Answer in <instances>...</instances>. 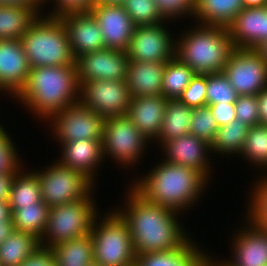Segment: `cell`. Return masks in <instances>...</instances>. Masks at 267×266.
Here are the masks:
<instances>
[{
    "instance_id": "d6a6232c",
    "label": "cell",
    "mask_w": 267,
    "mask_h": 266,
    "mask_svg": "<svg viewBox=\"0 0 267 266\" xmlns=\"http://www.w3.org/2000/svg\"><path fill=\"white\" fill-rule=\"evenodd\" d=\"M195 75L192 68L174 56L165 63L162 95L167 99H178Z\"/></svg>"
},
{
    "instance_id": "ab89813d",
    "label": "cell",
    "mask_w": 267,
    "mask_h": 266,
    "mask_svg": "<svg viewBox=\"0 0 267 266\" xmlns=\"http://www.w3.org/2000/svg\"><path fill=\"white\" fill-rule=\"evenodd\" d=\"M206 88L207 74H196L178 99L191 108L207 106Z\"/></svg>"
},
{
    "instance_id": "6da1fadb",
    "label": "cell",
    "mask_w": 267,
    "mask_h": 266,
    "mask_svg": "<svg viewBox=\"0 0 267 266\" xmlns=\"http://www.w3.org/2000/svg\"><path fill=\"white\" fill-rule=\"evenodd\" d=\"M129 187L125 208L118 207L116 210L128 223L136 256L175 250L190 239L185 228H182L184 225L178 222L181 213L147 201Z\"/></svg>"
},
{
    "instance_id": "83f0119b",
    "label": "cell",
    "mask_w": 267,
    "mask_h": 266,
    "mask_svg": "<svg viewBox=\"0 0 267 266\" xmlns=\"http://www.w3.org/2000/svg\"><path fill=\"white\" fill-rule=\"evenodd\" d=\"M38 248L40 240L34 235L13 230L0 244V266H20Z\"/></svg>"
},
{
    "instance_id": "e0dca14e",
    "label": "cell",
    "mask_w": 267,
    "mask_h": 266,
    "mask_svg": "<svg viewBox=\"0 0 267 266\" xmlns=\"http://www.w3.org/2000/svg\"><path fill=\"white\" fill-rule=\"evenodd\" d=\"M89 11L99 24L105 48L127 51L136 25L124 6L94 4Z\"/></svg>"
},
{
    "instance_id": "8fae6325",
    "label": "cell",
    "mask_w": 267,
    "mask_h": 266,
    "mask_svg": "<svg viewBox=\"0 0 267 266\" xmlns=\"http://www.w3.org/2000/svg\"><path fill=\"white\" fill-rule=\"evenodd\" d=\"M222 72L238 96L257 95L267 86V64L255 49L235 48Z\"/></svg>"
},
{
    "instance_id": "30bf717a",
    "label": "cell",
    "mask_w": 267,
    "mask_h": 266,
    "mask_svg": "<svg viewBox=\"0 0 267 266\" xmlns=\"http://www.w3.org/2000/svg\"><path fill=\"white\" fill-rule=\"evenodd\" d=\"M106 118L84 106L80 101L53 115L48 122L54 140L60 146L79 139L102 140ZM55 133V134H54ZM56 137V138H55Z\"/></svg>"
},
{
    "instance_id": "9a60e30c",
    "label": "cell",
    "mask_w": 267,
    "mask_h": 266,
    "mask_svg": "<svg viewBox=\"0 0 267 266\" xmlns=\"http://www.w3.org/2000/svg\"><path fill=\"white\" fill-rule=\"evenodd\" d=\"M66 28L74 58L105 49L103 34L90 11H70L58 16Z\"/></svg>"
},
{
    "instance_id": "484cf974",
    "label": "cell",
    "mask_w": 267,
    "mask_h": 266,
    "mask_svg": "<svg viewBox=\"0 0 267 266\" xmlns=\"http://www.w3.org/2000/svg\"><path fill=\"white\" fill-rule=\"evenodd\" d=\"M193 108L179 99H168L161 130L155 140L159 146L190 133Z\"/></svg>"
},
{
    "instance_id": "f6af8a7d",
    "label": "cell",
    "mask_w": 267,
    "mask_h": 266,
    "mask_svg": "<svg viewBox=\"0 0 267 266\" xmlns=\"http://www.w3.org/2000/svg\"><path fill=\"white\" fill-rule=\"evenodd\" d=\"M20 266H56L51 249L40 247Z\"/></svg>"
},
{
    "instance_id": "11a10c76",
    "label": "cell",
    "mask_w": 267,
    "mask_h": 266,
    "mask_svg": "<svg viewBox=\"0 0 267 266\" xmlns=\"http://www.w3.org/2000/svg\"><path fill=\"white\" fill-rule=\"evenodd\" d=\"M255 50L262 56L267 64V41L260 44Z\"/></svg>"
},
{
    "instance_id": "816d5d0a",
    "label": "cell",
    "mask_w": 267,
    "mask_h": 266,
    "mask_svg": "<svg viewBox=\"0 0 267 266\" xmlns=\"http://www.w3.org/2000/svg\"><path fill=\"white\" fill-rule=\"evenodd\" d=\"M217 260L218 259L215 260V258H213L212 256H209V253H208L205 259V266H231L225 261V259L224 261L222 259H220L219 261Z\"/></svg>"
},
{
    "instance_id": "1f68e13d",
    "label": "cell",
    "mask_w": 267,
    "mask_h": 266,
    "mask_svg": "<svg viewBox=\"0 0 267 266\" xmlns=\"http://www.w3.org/2000/svg\"><path fill=\"white\" fill-rule=\"evenodd\" d=\"M249 128L250 127L237 119L231 121L227 125L219 127L215 140L211 144V152L213 154L217 153L223 157L224 155L240 156Z\"/></svg>"
},
{
    "instance_id": "74e56055",
    "label": "cell",
    "mask_w": 267,
    "mask_h": 266,
    "mask_svg": "<svg viewBox=\"0 0 267 266\" xmlns=\"http://www.w3.org/2000/svg\"><path fill=\"white\" fill-rule=\"evenodd\" d=\"M218 129L219 126L209 106L193 108L190 134L195 135L211 145L215 140Z\"/></svg>"
},
{
    "instance_id": "4dcf8cb0",
    "label": "cell",
    "mask_w": 267,
    "mask_h": 266,
    "mask_svg": "<svg viewBox=\"0 0 267 266\" xmlns=\"http://www.w3.org/2000/svg\"><path fill=\"white\" fill-rule=\"evenodd\" d=\"M49 209L50 207L44 201H40L37 205L12 210L11 219L14 230L30 233L41 240L46 230Z\"/></svg>"
},
{
    "instance_id": "2e32d148",
    "label": "cell",
    "mask_w": 267,
    "mask_h": 266,
    "mask_svg": "<svg viewBox=\"0 0 267 266\" xmlns=\"http://www.w3.org/2000/svg\"><path fill=\"white\" fill-rule=\"evenodd\" d=\"M160 147L165 156L162 160L192 168L199 171L207 180L211 179L209 178L212 174L209 154L212 152L208 142L189 133L166 142Z\"/></svg>"
},
{
    "instance_id": "cb8c5ba5",
    "label": "cell",
    "mask_w": 267,
    "mask_h": 266,
    "mask_svg": "<svg viewBox=\"0 0 267 266\" xmlns=\"http://www.w3.org/2000/svg\"><path fill=\"white\" fill-rule=\"evenodd\" d=\"M192 239L190 237L182 247L175 250L137 255L135 266H205L207 250H202Z\"/></svg>"
},
{
    "instance_id": "60d3db41",
    "label": "cell",
    "mask_w": 267,
    "mask_h": 266,
    "mask_svg": "<svg viewBox=\"0 0 267 266\" xmlns=\"http://www.w3.org/2000/svg\"><path fill=\"white\" fill-rule=\"evenodd\" d=\"M161 15L168 21L191 16L194 18V0H154ZM181 16V17H180ZM170 19V20H169Z\"/></svg>"
},
{
    "instance_id": "7a4b0ae2",
    "label": "cell",
    "mask_w": 267,
    "mask_h": 266,
    "mask_svg": "<svg viewBox=\"0 0 267 266\" xmlns=\"http://www.w3.org/2000/svg\"><path fill=\"white\" fill-rule=\"evenodd\" d=\"M130 185L145 200L178 213L199 203L209 181L197 170L161 160ZM198 200V201H197Z\"/></svg>"
},
{
    "instance_id": "ee69618b",
    "label": "cell",
    "mask_w": 267,
    "mask_h": 266,
    "mask_svg": "<svg viewBox=\"0 0 267 266\" xmlns=\"http://www.w3.org/2000/svg\"><path fill=\"white\" fill-rule=\"evenodd\" d=\"M219 127L229 124L236 119L234 103H217L208 105Z\"/></svg>"
},
{
    "instance_id": "f546056e",
    "label": "cell",
    "mask_w": 267,
    "mask_h": 266,
    "mask_svg": "<svg viewBox=\"0 0 267 266\" xmlns=\"http://www.w3.org/2000/svg\"><path fill=\"white\" fill-rule=\"evenodd\" d=\"M20 168L13 179L8 204L10 210H17L23 206L37 205L42 201L40 182L37 173L34 171L25 172Z\"/></svg>"
},
{
    "instance_id": "5bb4252c",
    "label": "cell",
    "mask_w": 267,
    "mask_h": 266,
    "mask_svg": "<svg viewBox=\"0 0 267 266\" xmlns=\"http://www.w3.org/2000/svg\"><path fill=\"white\" fill-rule=\"evenodd\" d=\"M129 58L126 51L105 48L76 59L78 82L91 80H126Z\"/></svg>"
},
{
    "instance_id": "5b68a950",
    "label": "cell",
    "mask_w": 267,
    "mask_h": 266,
    "mask_svg": "<svg viewBox=\"0 0 267 266\" xmlns=\"http://www.w3.org/2000/svg\"><path fill=\"white\" fill-rule=\"evenodd\" d=\"M44 15L20 39L30 67L76 65L62 21L58 16Z\"/></svg>"
},
{
    "instance_id": "7bdbcfd3",
    "label": "cell",
    "mask_w": 267,
    "mask_h": 266,
    "mask_svg": "<svg viewBox=\"0 0 267 266\" xmlns=\"http://www.w3.org/2000/svg\"><path fill=\"white\" fill-rule=\"evenodd\" d=\"M54 3L52 12L47 15L59 16L62 13L70 11H89V9L96 3V0H51ZM50 3L49 0H46Z\"/></svg>"
},
{
    "instance_id": "52a82bcc",
    "label": "cell",
    "mask_w": 267,
    "mask_h": 266,
    "mask_svg": "<svg viewBox=\"0 0 267 266\" xmlns=\"http://www.w3.org/2000/svg\"><path fill=\"white\" fill-rule=\"evenodd\" d=\"M91 195L88 199L51 206L40 247L52 248L58 243L90 234L99 212ZM96 206V207H95Z\"/></svg>"
},
{
    "instance_id": "6f0895ef",
    "label": "cell",
    "mask_w": 267,
    "mask_h": 266,
    "mask_svg": "<svg viewBox=\"0 0 267 266\" xmlns=\"http://www.w3.org/2000/svg\"><path fill=\"white\" fill-rule=\"evenodd\" d=\"M88 266H102V265H100L99 263H96V262L93 261Z\"/></svg>"
},
{
    "instance_id": "d6986e66",
    "label": "cell",
    "mask_w": 267,
    "mask_h": 266,
    "mask_svg": "<svg viewBox=\"0 0 267 266\" xmlns=\"http://www.w3.org/2000/svg\"><path fill=\"white\" fill-rule=\"evenodd\" d=\"M247 222L232 235V258L225 261L231 266H267V233Z\"/></svg>"
},
{
    "instance_id": "f35d334b",
    "label": "cell",
    "mask_w": 267,
    "mask_h": 266,
    "mask_svg": "<svg viewBox=\"0 0 267 266\" xmlns=\"http://www.w3.org/2000/svg\"><path fill=\"white\" fill-rule=\"evenodd\" d=\"M11 134L0 124V173H16L23 167Z\"/></svg>"
},
{
    "instance_id": "3957f363",
    "label": "cell",
    "mask_w": 267,
    "mask_h": 266,
    "mask_svg": "<svg viewBox=\"0 0 267 266\" xmlns=\"http://www.w3.org/2000/svg\"><path fill=\"white\" fill-rule=\"evenodd\" d=\"M15 98L38 119L48 121L80 101L76 65L31 68L24 87Z\"/></svg>"
},
{
    "instance_id": "f1b7e54d",
    "label": "cell",
    "mask_w": 267,
    "mask_h": 266,
    "mask_svg": "<svg viewBox=\"0 0 267 266\" xmlns=\"http://www.w3.org/2000/svg\"><path fill=\"white\" fill-rule=\"evenodd\" d=\"M56 266H88L94 261L93 240L90 234L64 241L50 248Z\"/></svg>"
},
{
    "instance_id": "8d00e7d4",
    "label": "cell",
    "mask_w": 267,
    "mask_h": 266,
    "mask_svg": "<svg viewBox=\"0 0 267 266\" xmlns=\"http://www.w3.org/2000/svg\"><path fill=\"white\" fill-rule=\"evenodd\" d=\"M237 93L223 72L207 74V106L217 103H235Z\"/></svg>"
},
{
    "instance_id": "d590c367",
    "label": "cell",
    "mask_w": 267,
    "mask_h": 266,
    "mask_svg": "<svg viewBox=\"0 0 267 266\" xmlns=\"http://www.w3.org/2000/svg\"><path fill=\"white\" fill-rule=\"evenodd\" d=\"M257 178L249 194L246 221L259 225L267 217V173Z\"/></svg>"
},
{
    "instance_id": "681fc988",
    "label": "cell",
    "mask_w": 267,
    "mask_h": 266,
    "mask_svg": "<svg viewBox=\"0 0 267 266\" xmlns=\"http://www.w3.org/2000/svg\"><path fill=\"white\" fill-rule=\"evenodd\" d=\"M13 230L12 219L10 221L0 222V244L10 236Z\"/></svg>"
},
{
    "instance_id": "7dc6e473",
    "label": "cell",
    "mask_w": 267,
    "mask_h": 266,
    "mask_svg": "<svg viewBox=\"0 0 267 266\" xmlns=\"http://www.w3.org/2000/svg\"><path fill=\"white\" fill-rule=\"evenodd\" d=\"M0 5H19L36 9L40 14L41 10L46 5V0H0ZM42 7V8H41Z\"/></svg>"
},
{
    "instance_id": "277c9868",
    "label": "cell",
    "mask_w": 267,
    "mask_h": 266,
    "mask_svg": "<svg viewBox=\"0 0 267 266\" xmlns=\"http://www.w3.org/2000/svg\"><path fill=\"white\" fill-rule=\"evenodd\" d=\"M197 25V27H196ZM191 26L176 39L175 56L192 68L196 74H213L223 71L235 50L227 27Z\"/></svg>"
},
{
    "instance_id": "ac0fdd59",
    "label": "cell",
    "mask_w": 267,
    "mask_h": 266,
    "mask_svg": "<svg viewBox=\"0 0 267 266\" xmlns=\"http://www.w3.org/2000/svg\"><path fill=\"white\" fill-rule=\"evenodd\" d=\"M31 67L19 39H0V93L13 99L24 87Z\"/></svg>"
},
{
    "instance_id": "bcb514c9",
    "label": "cell",
    "mask_w": 267,
    "mask_h": 266,
    "mask_svg": "<svg viewBox=\"0 0 267 266\" xmlns=\"http://www.w3.org/2000/svg\"><path fill=\"white\" fill-rule=\"evenodd\" d=\"M15 173H0V201H8Z\"/></svg>"
},
{
    "instance_id": "e575fe53",
    "label": "cell",
    "mask_w": 267,
    "mask_h": 266,
    "mask_svg": "<svg viewBox=\"0 0 267 266\" xmlns=\"http://www.w3.org/2000/svg\"><path fill=\"white\" fill-rule=\"evenodd\" d=\"M124 9L136 26L153 25L167 21L154 0H126Z\"/></svg>"
},
{
    "instance_id": "8992f818",
    "label": "cell",
    "mask_w": 267,
    "mask_h": 266,
    "mask_svg": "<svg viewBox=\"0 0 267 266\" xmlns=\"http://www.w3.org/2000/svg\"><path fill=\"white\" fill-rule=\"evenodd\" d=\"M99 216L90 232L94 262L102 266H135L137 256L127 221L114 209L103 219Z\"/></svg>"
},
{
    "instance_id": "db71d44e",
    "label": "cell",
    "mask_w": 267,
    "mask_h": 266,
    "mask_svg": "<svg viewBox=\"0 0 267 266\" xmlns=\"http://www.w3.org/2000/svg\"><path fill=\"white\" fill-rule=\"evenodd\" d=\"M126 0H96L95 4L123 6Z\"/></svg>"
},
{
    "instance_id": "9f6ffc18",
    "label": "cell",
    "mask_w": 267,
    "mask_h": 266,
    "mask_svg": "<svg viewBox=\"0 0 267 266\" xmlns=\"http://www.w3.org/2000/svg\"><path fill=\"white\" fill-rule=\"evenodd\" d=\"M258 226L267 233V217Z\"/></svg>"
},
{
    "instance_id": "f907efd6",
    "label": "cell",
    "mask_w": 267,
    "mask_h": 266,
    "mask_svg": "<svg viewBox=\"0 0 267 266\" xmlns=\"http://www.w3.org/2000/svg\"><path fill=\"white\" fill-rule=\"evenodd\" d=\"M11 215L8 201H0V222L10 221Z\"/></svg>"
},
{
    "instance_id": "4316f807",
    "label": "cell",
    "mask_w": 267,
    "mask_h": 266,
    "mask_svg": "<svg viewBox=\"0 0 267 266\" xmlns=\"http://www.w3.org/2000/svg\"><path fill=\"white\" fill-rule=\"evenodd\" d=\"M40 15L34 8L0 5V39L20 40Z\"/></svg>"
},
{
    "instance_id": "ffe728a7",
    "label": "cell",
    "mask_w": 267,
    "mask_h": 266,
    "mask_svg": "<svg viewBox=\"0 0 267 266\" xmlns=\"http://www.w3.org/2000/svg\"><path fill=\"white\" fill-rule=\"evenodd\" d=\"M227 28L235 48L256 49L267 41V6L244 8Z\"/></svg>"
},
{
    "instance_id": "f5cc1de1",
    "label": "cell",
    "mask_w": 267,
    "mask_h": 266,
    "mask_svg": "<svg viewBox=\"0 0 267 266\" xmlns=\"http://www.w3.org/2000/svg\"><path fill=\"white\" fill-rule=\"evenodd\" d=\"M244 8L265 7L267 0H243Z\"/></svg>"
},
{
    "instance_id": "836d02e7",
    "label": "cell",
    "mask_w": 267,
    "mask_h": 266,
    "mask_svg": "<svg viewBox=\"0 0 267 266\" xmlns=\"http://www.w3.org/2000/svg\"><path fill=\"white\" fill-rule=\"evenodd\" d=\"M240 155L258 170H267V125L258 124L249 128Z\"/></svg>"
},
{
    "instance_id": "c3c4849f",
    "label": "cell",
    "mask_w": 267,
    "mask_h": 266,
    "mask_svg": "<svg viewBox=\"0 0 267 266\" xmlns=\"http://www.w3.org/2000/svg\"><path fill=\"white\" fill-rule=\"evenodd\" d=\"M259 124L267 125V86L257 94Z\"/></svg>"
},
{
    "instance_id": "d4e9b609",
    "label": "cell",
    "mask_w": 267,
    "mask_h": 266,
    "mask_svg": "<svg viewBox=\"0 0 267 266\" xmlns=\"http://www.w3.org/2000/svg\"><path fill=\"white\" fill-rule=\"evenodd\" d=\"M243 9V0H194L192 20L200 25L227 27Z\"/></svg>"
},
{
    "instance_id": "7c38bea8",
    "label": "cell",
    "mask_w": 267,
    "mask_h": 266,
    "mask_svg": "<svg viewBox=\"0 0 267 266\" xmlns=\"http://www.w3.org/2000/svg\"><path fill=\"white\" fill-rule=\"evenodd\" d=\"M130 101L126 80H91L80 85V102L104 118L126 115Z\"/></svg>"
},
{
    "instance_id": "b9f144b4",
    "label": "cell",
    "mask_w": 267,
    "mask_h": 266,
    "mask_svg": "<svg viewBox=\"0 0 267 266\" xmlns=\"http://www.w3.org/2000/svg\"><path fill=\"white\" fill-rule=\"evenodd\" d=\"M234 105L237 120L248 127L259 124L257 95L238 96Z\"/></svg>"
},
{
    "instance_id": "ba28073f",
    "label": "cell",
    "mask_w": 267,
    "mask_h": 266,
    "mask_svg": "<svg viewBox=\"0 0 267 266\" xmlns=\"http://www.w3.org/2000/svg\"><path fill=\"white\" fill-rule=\"evenodd\" d=\"M49 165L46 169L35 170L42 201L49 207L88 199L92 195L96 185L83 173L63 166L58 160Z\"/></svg>"
},
{
    "instance_id": "44dd1931",
    "label": "cell",
    "mask_w": 267,
    "mask_h": 266,
    "mask_svg": "<svg viewBox=\"0 0 267 266\" xmlns=\"http://www.w3.org/2000/svg\"><path fill=\"white\" fill-rule=\"evenodd\" d=\"M61 156L57 159L63 166L79 171L94 184L97 180L96 169L103 163L102 140L79 139L62 144ZM95 175V176H94Z\"/></svg>"
},
{
    "instance_id": "9c48e42d",
    "label": "cell",
    "mask_w": 267,
    "mask_h": 266,
    "mask_svg": "<svg viewBox=\"0 0 267 266\" xmlns=\"http://www.w3.org/2000/svg\"><path fill=\"white\" fill-rule=\"evenodd\" d=\"M149 142L127 115L106 118L102 139L104 158L110 156L123 168L134 166L145 154Z\"/></svg>"
},
{
    "instance_id": "4fadbf2b",
    "label": "cell",
    "mask_w": 267,
    "mask_h": 266,
    "mask_svg": "<svg viewBox=\"0 0 267 266\" xmlns=\"http://www.w3.org/2000/svg\"><path fill=\"white\" fill-rule=\"evenodd\" d=\"M165 23L135 27L126 51L129 60L166 63L175 56L176 40Z\"/></svg>"
},
{
    "instance_id": "7402d4cb",
    "label": "cell",
    "mask_w": 267,
    "mask_h": 266,
    "mask_svg": "<svg viewBox=\"0 0 267 266\" xmlns=\"http://www.w3.org/2000/svg\"><path fill=\"white\" fill-rule=\"evenodd\" d=\"M167 98L157 96L131 97L127 116L132 123L152 143L158 138L166 110Z\"/></svg>"
},
{
    "instance_id": "603a6c76",
    "label": "cell",
    "mask_w": 267,
    "mask_h": 266,
    "mask_svg": "<svg viewBox=\"0 0 267 266\" xmlns=\"http://www.w3.org/2000/svg\"><path fill=\"white\" fill-rule=\"evenodd\" d=\"M164 62L129 60L126 83L131 97L162 94Z\"/></svg>"
}]
</instances>
